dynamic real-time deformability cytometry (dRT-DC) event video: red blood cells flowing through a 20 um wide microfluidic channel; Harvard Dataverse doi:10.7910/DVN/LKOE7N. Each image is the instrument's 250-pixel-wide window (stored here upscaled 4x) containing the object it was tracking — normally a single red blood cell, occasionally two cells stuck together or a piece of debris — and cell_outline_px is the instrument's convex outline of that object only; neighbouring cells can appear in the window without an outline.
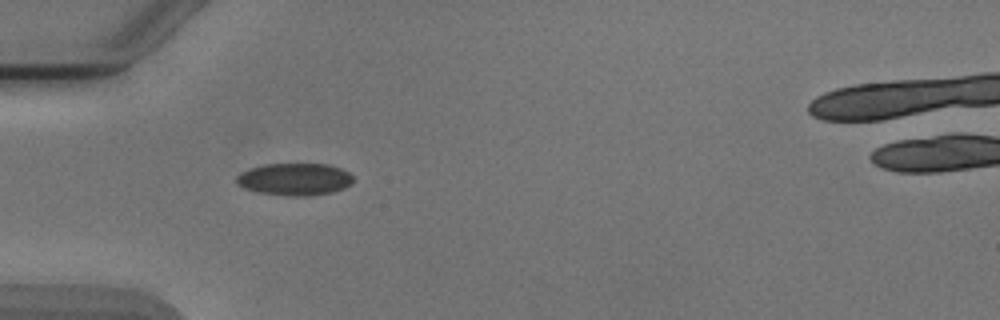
{"species": "Egyptian fruit bat (a non-hibernating species)", "species_latin": "Rousettus aegyptiacus", "temperature_condition": "cold", "stored_images_in_passage": 4, "camera_frame_rate_fps": 3000, "um_per_image_px": 0.085, "animal": {"sex": "male"}, "frame": {"image": 1, "passage_image": 1, "time_ms": 0.0, "image_size_px": [1000, 320], "cell_outline_px": [[352, 180], [344, 188], [332, 192], [312, 196], [296, 196], [256, 192], [244, 188], [236, 184], [236, 176], [240, 172], [264, 164], [328, 164], [340, 168], [348, 172], [352, 176]], "centroid_in_image_um": [25.01, 15.24], "position_along_channel_um": 60.0, "area_um2": 21.85}}
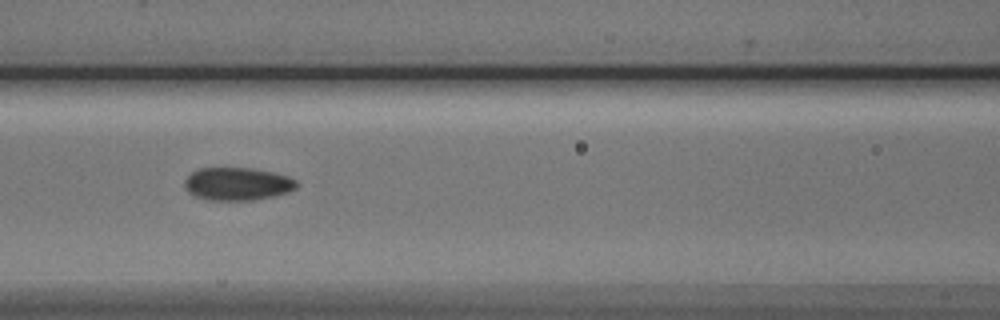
{"frame": {"image": 2, "passage_image": 3, "time_ms": 2.333, "image_size_px": [1000, 320], "cell_outline_px": [[296, 188], [288, 192], [272, 196], [252, 200], [208, 200], [196, 196], [188, 192], [184, 184], [184, 180], [192, 172], [200, 168], [252, 168], [272, 172], [288, 176], [296, 180]], "centroid_in_image_um": [20.16, 15.63], "position_along_channel_um": 146.4, "area_um2": 21.33}}
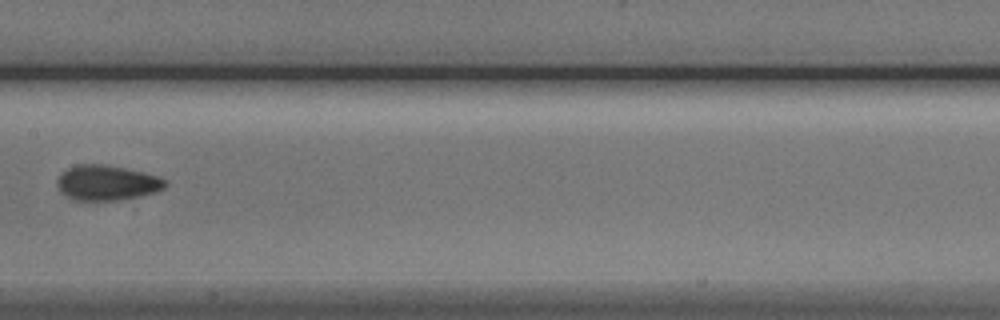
{"frame": {"image": 3, "passage_image": 4, "time_ms": 3.667, "image_size_px": [1000, 320], "cell_outline_px": [[168, 184], [164, 188], [156, 192], [140, 196], [120, 200], [72, 200], [60, 192], [56, 184], [56, 180], [68, 168], [76, 164], [104, 164], [144, 172], [156, 176], [164, 180]], "centroid_in_image_um": [9.06, 15.54], "position_along_channel_um": 198.3, "area_um2": 22.14}}